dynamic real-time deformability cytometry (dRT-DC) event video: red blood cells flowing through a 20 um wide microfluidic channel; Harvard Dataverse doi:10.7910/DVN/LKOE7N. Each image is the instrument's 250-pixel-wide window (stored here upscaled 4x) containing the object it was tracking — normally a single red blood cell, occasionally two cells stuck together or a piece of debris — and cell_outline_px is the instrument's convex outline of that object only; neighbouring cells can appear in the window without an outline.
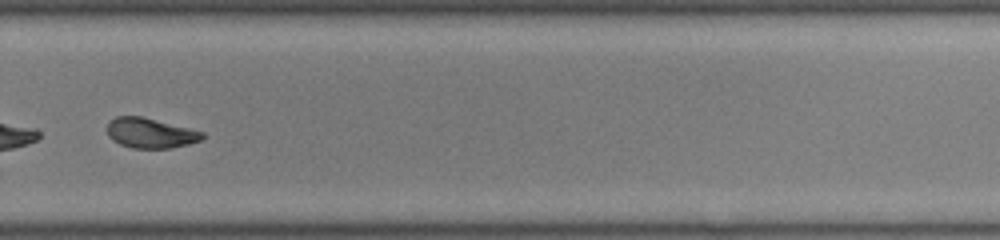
{"species": "common noctule bat (a hibernating species)", "species_latin": "Nyctalus noctula", "temperature_condition": "room temperature", "stored_images_in_passage": 39, "camera_frame_rate_fps": 3000, "um_per_image_px": 0.085, "animal": {"sex": "male", "body_mass_g": 19.0, "forearm_length_mm": 50.8}, "frame": {"image": 1, "passage_image": 28, "time_ms": 9.0, "image_size_px": [1000, 240], "cell_outline_px": [[204, 136], [200, 140], [188, 144], [172, 148], [132, 148], [120, 144], [112, 140], [108, 136], [108, 124], [116, 116], [140, 116], [204, 132]], "centroid_in_image_um": [12.77, 11.32], "position_along_channel_um": 317.0, "area_um2": 16.42}, "authors_computed_cell_mechanics": {"area_um2": 17.3978, "velocity_mm_per_s": 4.0127, "shape_relaxation_time_tau1_ms": 3.225, "shape_relaxation_time_tau2_ms": 2.2324, "deformation_change_tau1": 0.1543, "deformation_change_tau2": 0.0834}}